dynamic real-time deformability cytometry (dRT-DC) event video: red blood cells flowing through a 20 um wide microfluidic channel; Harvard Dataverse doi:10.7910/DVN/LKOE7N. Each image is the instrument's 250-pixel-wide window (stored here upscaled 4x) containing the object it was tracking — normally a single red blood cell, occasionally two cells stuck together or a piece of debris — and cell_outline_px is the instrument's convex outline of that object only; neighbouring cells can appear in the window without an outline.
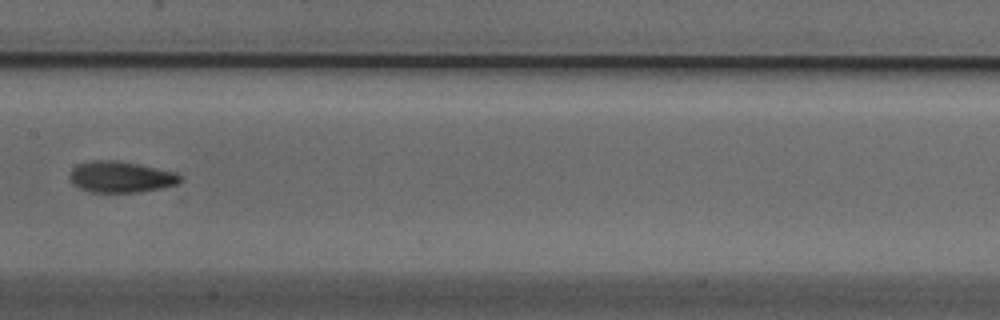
{"species": "Egyptian fruit bat (a non-hibernating species)", "species_latin": "Rousettus aegyptiacus", "temperature_condition": "cold", "stored_images_in_passage": 8, "camera_frame_rate_fps": 3000, "um_per_image_px": 0.085, "animal": {"sex": "male"}, "frame": {"image": 1, "passage_image": 8, "time_ms": 2.333, "image_size_px": [1000, 320], "cell_outline_px": [[184, 180], [176, 184], [164, 188], [140, 192], [92, 192], [80, 188], [72, 184], [68, 176], [72, 168], [76, 164], [92, 160], [116, 160], [140, 164], [176, 172], [184, 176]], "centroid_in_image_um": [10.29, 15.03], "position_along_channel_um": 197.1, "area_um2": 20.52}}